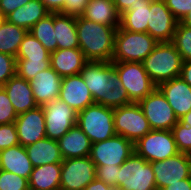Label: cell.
I'll return each mask as SVG.
<instances>
[{
    "instance_id": "8992f818",
    "label": "cell",
    "mask_w": 191,
    "mask_h": 190,
    "mask_svg": "<svg viewBox=\"0 0 191 190\" xmlns=\"http://www.w3.org/2000/svg\"><path fill=\"white\" fill-rule=\"evenodd\" d=\"M118 187L122 190L157 189L151 162L134 152L119 168Z\"/></svg>"
},
{
    "instance_id": "bcb514c9",
    "label": "cell",
    "mask_w": 191,
    "mask_h": 190,
    "mask_svg": "<svg viewBox=\"0 0 191 190\" xmlns=\"http://www.w3.org/2000/svg\"><path fill=\"white\" fill-rule=\"evenodd\" d=\"M162 190H191V178L179 180L174 184L165 186Z\"/></svg>"
},
{
    "instance_id": "74e56055",
    "label": "cell",
    "mask_w": 191,
    "mask_h": 190,
    "mask_svg": "<svg viewBox=\"0 0 191 190\" xmlns=\"http://www.w3.org/2000/svg\"><path fill=\"white\" fill-rule=\"evenodd\" d=\"M19 145L15 123L0 124V151Z\"/></svg>"
},
{
    "instance_id": "30bf717a",
    "label": "cell",
    "mask_w": 191,
    "mask_h": 190,
    "mask_svg": "<svg viewBox=\"0 0 191 190\" xmlns=\"http://www.w3.org/2000/svg\"><path fill=\"white\" fill-rule=\"evenodd\" d=\"M134 143L120 135L92 143L90 159L95 165L121 166L133 153Z\"/></svg>"
},
{
    "instance_id": "ffe728a7",
    "label": "cell",
    "mask_w": 191,
    "mask_h": 190,
    "mask_svg": "<svg viewBox=\"0 0 191 190\" xmlns=\"http://www.w3.org/2000/svg\"><path fill=\"white\" fill-rule=\"evenodd\" d=\"M29 83L38 106L59 98L62 77L51 67L38 73Z\"/></svg>"
},
{
    "instance_id": "ee69618b",
    "label": "cell",
    "mask_w": 191,
    "mask_h": 190,
    "mask_svg": "<svg viewBox=\"0 0 191 190\" xmlns=\"http://www.w3.org/2000/svg\"><path fill=\"white\" fill-rule=\"evenodd\" d=\"M46 7V9L50 12V13H59L64 4H65V0H40Z\"/></svg>"
},
{
    "instance_id": "d6986e66",
    "label": "cell",
    "mask_w": 191,
    "mask_h": 190,
    "mask_svg": "<svg viewBox=\"0 0 191 190\" xmlns=\"http://www.w3.org/2000/svg\"><path fill=\"white\" fill-rule=\"evenodd\" d=\"M157 88L165 96L178 120L191 110V87L180 76L160 83Z\"/></svg>"
},
{
    "instance_id": "f5cc1de1",
    "label": "cell",
    "mask_w": 191,
    "mask_h": 190,
    "mask_svg": "<svg viewBox=\"0 0 191 190\" xmlns=\"http://www.w3.org/2000/svg\"><path fill=\"white\" fill-rule=\"evenodd\" d=\"M188 155V158H189V161H190V164H191V151L187 153Z\"/></svg>"
},
{
    "instance_id": "52a82bcc",
    "label": "cell",
    "mask_w": 191,
    "mask_h": 190,
    "mask_svg": "<svg viewBox=\"0 0 191 190\" xmlns=\"http://www.w3.org/2000/svg\"><path fill=\"white\" fill-rule=\"evenodd\" d=\"M113 65L131 102L138 103L157 88L142 62H113Z\"/></svg>"
},
{
    "instance_id": "7dc6e473",
    "label": "cell",
    "mask_w": 191,
    "mask_h": 190,
    "mask_svg": "<svg viewBox=\"0 0 191 190\" xmlns=\"http://www.w3.org/2000/svg\"><path fill=\"white\" fill-rule=\"evenodd\" d=\"M180 77L191 87V60L183 61Z\"/></svg>"
},
{
    "instance_id": "f35d334b",
    "label": "cell",
    "mask_w": 191,
    "mask_h": 190,
    "mask_svg": "<svg viewBox=\"0 0 191 190\" xmlns=\"http://www.w3.org/2000/svg\"><path fill=\"white\" fill-rule=\"evenodd\" d=\"M16 58L5 54L0 53V87L14 75H16Z\"/></svg>"
},
{
    "instance_id": "83f0119b",
    "label": "cell",
    "mask_w": 191,
    "mask_h": 190,
    "mask_svg": "<svg viewBox=\"0 0 191 190\" xmlns=\"http://www.w3.org/2000/svg\"><path fill=\"white\" fill-rule=\"evenodd\" d=\"M61 163L33 167L30 174V190H60Z\"/></svg>"
},
{
    "instance_id": "7a4b0ae2",
    "label": "cell",
    "mask_w": 191,
    "mask_h": 190,
    "mask_svg": "<svg viewBox=\"0 0 191 190\" xmlns=\"http://www.w3.org/2000/svg\"><path fill=\"white\" fill-rule=\"evenodd\" d=\"M142 64L151 80L158 86L180 76L183 60L171 42H162L155 46Z\"/></svg>"
},
{
    "instance_id": "277c9868",
    "label": "cell",
    "mask_w": 191,
    "mask_h": 190,
    "mask_svg": "<svg viewBox=\"0 0 191 190\" xmlns=\"http://www.w3.org/2000/svg\"><path fill=\"white\" fill-rule=\"evenodd\" d=\"M77 125L88 136L91 143H97L116 135L113 108L92 104L78 112Z\"/></svg>"
},
{
    "instance_id": "f1b7e54d",
    "label": "cell",
    "mask_w": 191,
    "mask_h": 190,
    "mask_svg": "<svg viewBox=\"0 0 191 190\" xmlns=\"http://www.w3.org/2000/svg\"><path fill=\"white\" fill-rule=\"evenodd\" d=\"M82 17L106 26H120V14L110 0H89Z\"/></svg>"
},
{
    "instance_id": "44dd1931",
    "label": "cell",
    "mask_w": 191,
    "mask_h": 190,
    "mask_svg": "<svg viewBox=\"0 0 191 190\" xmlns=\"http://www.w3.org/2000/svg\"><path fill=\"white\" fill-rule=\"evenodd\" d=\"M88 62L79 48L57 49L50 53L51 68L61 77L80 74Z\"/></svg>"
},
{
    "instance_id": "8fae6325",
    "label": "cell",
    "mask_w": 191,
    "mask_h": 190,
    "mask_svg": "<svg viewBox=\"0 0 191 190\" xmlns=\"http://www.w3.org/2000/svg\"><path fill=\"white\" fill-rule=\"evenodd\" d=\"M42 108L47 138L58 141L77 124L78 113L59 98L47 102Z\"/></svg>"
},
{
    "instance_id": "603a6c76",
    "label": "cell",
    "mask_w": 191,
    "mask_h": 190,
    "mask_svg": "<svg viewBox=\"0 0 191 190\" xmlns=\"http://www.w3.org/2000/svg\"><path fill=\"white\" fill-rule=\"evenodd\" d=\"M58 144L63 159L88 157L92 146L88 136L77 124L58 140Z\"/></svg>"
},
{
    "instance_id": "6da1fadb",
    "label": "cell",
    "mask_w": 191,
    "mask_h": 190,
    "mask_svg": "<svg viewBox=\"0 0 191 190\" xmlns=\"http://www.w3.org/2000/svg\"><path fill=\"white\" fill-rule=\"evenodd\" d=\"M119 26H106L76 17L79 49L88 61L112 62L114 37Z\"/></svg>"
},
{
    "instance_id": "ab89813d",
    "label": "cell",
    "mask_w": 191,
    "mask_h": 190,
    "mask_svg": "<svg viewBox=\"0 0 191 190\" xmlns=\"http://www.w3.org/2000/svg\"><path fill=\"white\" fill-rule=\"evenodd\" d=\"M120 166L96 165V179L112 187H118V174Z\"/></svg>"
},
{
    "instance_id": "c3c4849f",
    "label": "cell",
    "mask_w": 191,
    "mask_h": 190,
    "mask_svg": "<svg viewBox=\"0 0 191 190\" xmlns=\"http://www.w3.org/2000/svg\"><path fill=\"white\" fill-rule=\"evenodd\" d=\"M138 2H140V0H114L113 3L115 4L118 13L121 15L130 7L131 4L135 5Z\"/></svg>"
},
{
    "instance_id": "7402d4cb",
    "label": "cell",
    "mask_w": 191,
    "mask_h": 190,
    "mask_svg": "<svg viewBox=\"0 0 191 190\" xmlns=\"http://www.w3.org/2000/svg\"><path fill=\"white\" fill-rule=\"evenodd\" d=\"M3 88L17 114H21L36 108V104L29 81L19 77L17 74L11 77Z\"/></svg>"
},
{
    "instance_id": "cb8c5ba5",
    "label": "cell",
    "mask_w": 191,
    "mask_h": 190,
    "mask_svg": "<svg viewBox=\"0 0 191 190\" xmlns=\"http://www.w3.org/2000/svg\"><path fill=\"white\" fill-rule=\"evenodd\" d=\"M0 169L12 172L29 180L33 166L27 155L25 147L19 144L1 150Z\"/></svg>"
},
{
    "instance_id": "ba28073f",
    "label": "cell",
    "mask_w": 191,
    "mask_h": 190,
    "mask_svg": "<svg viewBox=\"0 0 191 190\" xmlns=\"http://www.w3.org/2000/svg\"><path fill=\"white\" fill-rule=\"evenodd\" d=\"M113 115L116 135L123 136L133 143L152 130L138 103L132 102L113 108Z\"/></svg>"
},
{
    "instance_id": "9c48e42d",
    "label": "cell",
    "mask_w": 191,
    "mask_h": 190,
    "mask_svg": "<svg viewBox=\"0 0 191 190\" xmlns=\"http://www.w3.org/2000/svg\"><path fill=\"white\" fill-rule=\"evenodd\" d=\"M134 150L148 162L163 161L179 153L172 130H151L134 143Z\"/></svg>"
},
{
    "instance_id": "e0dca14e",
    "label": "cell",
    "mask_w": 191,
    "mask_h": 190,
    "mask_svg": "<svg viewBox=\"0 0 191 190\" xmlns=\"http://www.w3.org/2000/svg\"><path fill=\"white\" fill-rule=\"evenodd\" d=\"M15 125L19 144L23 147L46 137L45 118L42 106L18 114Z\"/></svg>"
},
{
    "instance_id": "4fadbf2b",
    "label": "cell",
    "mask_w": 191,
    "mask_h": 190,
    "mask_svg": "<svg viewBox=\"0 0 191 190\" xmlns=\"http://www.w3.org/2000/svg\"><path fill=\"white\" fill-rule=\"evenodd\" d=\"M152 130H172L179 121L165 96L156 88L138 102Z\"/></svg>"
},
{
    "instance_id": "60d3db41",
    "label": "cell",
    "mask_w": 191,
    "mask_h": 190,
    "mask_svg": "<svg viewBox=\"0 0 191 190\" xmlns=\"http://www.w3.org/2000/svg\"><path fill=\"white\" fill-rule=\"evenodd\" d=\"M166 6L180 22L191 10V0H164Z\"/></svg>"
},
{
    "instance_id": "f546056e",
    "label": "cell",
    "mask_w": 191,
    "mask_h": 190,
    "mask_svg": "<svg viewBox=\"0 0 191 190\" xmlns=\"http://www.w3.org/2000/svg\"><path fill=\"white\" fill-rule=\"evenodd\" d=\"M54 29L57 49L79 48L76 17L54 13Z\"/></svg>"
},
{
    "instance_id": "5b68a950",
    "label": "cell",
    "mask_w": 191,
    "mask_h": 190,
    "mask_svg": "<svg viewBox=\"0 0 191 190\" xmlns=\"http://www.w3.org/2000/svg\"><path fill=\"white\" fill-rule=\"evenodd\" d=\"M16 74L26 81L51 67L50 53L29 32L24 36L16 56Z\"/></svg>"
},
{
    "instance_id": "1f68e13d",
    "label": "cell",
    "mask_w": 191,
    "mask_h": 190,
    "mask_svg": "<svg viewBox=\"0 0 191 190\" xmlns=\"http://www.w3.org/2000/svg\"><path fill=\"white\" fill-rule=\"evenodd\" d=\"M54 13L39 20L28 32L33 35L49 52L57 50V40L54 32Z\"/></svg>"
},
{
    "instance_id": "f6af8a7d",
    "label": "cell",
    "mask_w": 191,
    "mask_h": 190,
    "mask_svg": "<svg viewBox=\"0 0 191 190\" xmlns=\"http://www.w3.org/2000/svg\"><path fill=\"white\" fill-rule=\"evenodd\" d=\"M84 190H122V189L119 187H112L110 185H107L103 181L95 178L84 188Z\"/></svg>"
},
{
    "instance_id": "d4e9b609",
    "label": "cell",
    "mask_w": 191,
    "mask_h": 190,
    "mask_svg": "<svg viewBox=\"0 0 191 190\" xmlns=\"http://www.w3.org/2000/svg\"><path fill=\"white\" fill-rule=\"evenodd\" d=\"M25 150L33 167L63 162L57 140L45 137L25 146Z\"/></svg>"
},
{
    "instance_id": "b9f144b4",
    "label": "cell",
    "mask_w": 191,
    "mask_h": 190,
    "mask_svg": "<svg viewBox=\"0 0 191 190\" xmlns=\"http://www.w3.org/2000/svg\"><path fill=\"white\" fill-rule=\"evenodd\" d=\"M88 1L89 0H65V4L59 13L74 17L82 16Z\"/></svg>"
},
{
    "instance_id": "7bdbcfd3",
    "label": "cell",
    "mask_w": 191,
    "mask_h": 190,
    "mask_svg": "<svg viewBox=\"0 0 191 190\" xmlns=\"http://www.w3.org/2000/svg\"><path fill=\"white\" fill-rule=\"evenodd\" d=\"M30 0H1L0 1V12L3 16L9 15L15 9L25 5Z\"/></svg>"
},
{
    "instance_id": "681fc988",
    "label": "cell",
    "mask_w": 191,
    "mask_h": 190,
    "mask_svg": "<svg viewBox=\"0 0 191 190\" xmlns=\"http://www.w3.org/2000/svg\"><path fill=\"white\" fill-rule=\"evenodd\" d=\"M181 123L184 125H187L188 127H191V110L184 115L181 119H179Z\"/></svg>"
},
{
    "instance_id": "4dcf8cb0",
    "label": "cell",
    "mask_w": 191,
    "mask_h": 190,
    "mask_svg": "<svg viewBox=\"0 0 191 190\" xmlns=\"http://www.w3.org/2000/svg\"><path fill=\"white\" fill-rule=\"evenodd\" d=\"M27 32L26 29L5 20L0 28V53L16 58L20 44Z\"/></svg>"
},
{
    "instance_id": "3957f363",
    "label": "cell",
    "mask_w": 191,
    "mask_h": 190,
    "mask_svg": "<svg viewBox=\"0 0 191 190\" xmlns=\"http://www.w3.org/2000/svg\"><path fill=\"white\" fill-rule=\"evenodd\" d=\"M158 42L148 33H136L117 28L112 62H142Z\"/></svg>"
},
{
    "instance_id": "8d00e7d4",
    "label": "cell",
    "mask_w": 191,
    "mask_h": 190,
    "mask_svg": "<svg viewBox=\"0 0 191 190\" xmlns=\"http://www.w3.org/2000/svg\"><path fill=\"white\" fill-rule=\"evenodd\" d=\"M17 116L7 92L0 87V124L14 123Z\"/></svg>"
},
{
    "instance_id": "f907efd6",
    "label": "cell",
    "mask_w": 191,
    "mask_h": 190,
    "mask_svg": "<svg viewBox=\"0 0 191 190\" xmlns=\"http://www.w3.org/2000/svg\"><path fill=\"white\" fill-rule=\"evenodd\" d=\"M181 24L191 28V10L185 15L182 20L180 21Z\"/></svg>"
},
{
    "instance_id": "816d5d0a",
    "label": "cell",
    "mask_w": 191,
    "mask_h": 190,
    "mask_svg": "<svg viewBox=\"0 0 191 190\" xmlns=\"http://www.w3.org/2000/svg\"><path fill=\"white\" fill-rule=\"evenodd\" d=\"M6 17L0 12V28L2 27L3 23L5 22Z\"/></svg>"
},
{
    "instance_id": "7c38bea8",
    "label": "cell",
    "mask_w": 191,
    "mask_h": 190,
    "mask_svg": "<svg viewBox=\"0 0 191 190\" xmlns=\"http://www.w3.org/2000/svg\"><path fill=\"white\" fill-rule=\"evenodd\" d=\"M96 165L90 157L63 159L60 190H84L96 178Z\"/></svg>"
},
{
    "instance_id": "5bb4252c",
    "label": "cell",
    "mask_w": 191,
    "mask_h": 190,
    "mask_svg": "<svg viewBox=\"0 0 191 190\" xmlns=\"http://www.w3.org/2000/svg\"><path fill=\"white\" fill-rule=\"evenodd\" d=\"M158 190L175 182L191 178V164L186 153H177L163 161L151 162Z\"/></svg>"
},
{
    "instance_id": "e575fe53",
    "label": "cell",
    "mask_w": 191,
    "mask_h": 190,
    "mask_svg": "<svg viewBox=\"0 0 191 190\" xmlns=\"http://www.w3.org/2000/svg\"><path fill=\"white\" fill-rule=\"evenodd\" d=\"M178 152L188 153L191 151V127L178 121L172 128Z\"/></svg>"
},
{
    "instance_id": "d590c367",
    "label": "cell",
    "mask_w": 191,
    "mask_h": 190,
    "mask_svg": "<svg viewBox=\"0 0 191 190\" xmlns=\"http://www.w3.org/2000/svg\"><path fill=\"white\" fill-rule=\"evenodd\" d=\"M0 190H30L28 179L0 169Z\"/></svg>"
},
{
    "instance_id": "ac0fdd59",
    "label": "cell",
    "mask_w": 191,
    "mask_h": 190,
    "mask_svg": "<svg viewBox=\"0 0 191 190\" xmlns=\"http://www.w3.org/2000/svg\"><path fill=\"white\" fill-rule=\"evenodd\" d=\"M59 99L77 113L95 103L80 74L62 77Z\"/></svg>"
},
{
    "instance_id": "9a60e30c",
    "label": "cell",
    "mask_w": 191,
    "mask_h": 190,
    "mask_svg": "<svg viewBox=\"0 0 191 190\" xmlns=\"http://www.w3.org/2000/svg\"><path fill=\"white\" fill-rule=\"evenodd\" d=\"M178 22L164 0H151L148 34L158 43L172 41Z\"/></svg>"
},
{
    "instance_id": "4316f807",
    "label": "cell",
    "mask_w": 191,
    "mask_h": 190,
    "mask_svg": "<svg viewBox=\"0 0 191 190\" xmlns=\"http://www.w3.org/2000/svg\"><path fill=\"white\" fill-rule=\"evenodd\" d=\"M151 0H140L131 4L130 7L120 15V27L136 33H148V21Z\"/></svg>"
},
{
    "instance_id": "836d02e7",
    "label": "cell",
    "mask_w": 191,
    "mask_h": 190,
    "mask_svg": "<svg viewBox=\"0 0 191 190\" xmlns=\"http://www.w3.org/2000/svg\"><path fill=\"white\" fill-rule=\"evenodd\" d=\"M171 43L180 53L183 61L191 60V28L178 22Z\"/></svg>"
},
{
    "instance_id": "2e32d148",
    "label": "cell",
    "mask_w": 191,
    "mask_h": 190,
    "mask_svg": "<svg viewBox=\"0 0 191 190\" xmlns=\"http://www.w3.org/2000/svg\"><path fill=\"white\" fill-rule=\"evenodd\" d=\"M113 70V62L89 61L80 71V75L90 90L96 104L106 106V89L110 73Z\"/></svg>"
},
{
    "instance_id": "484cf974",
    "label": "cell",
    "mask_w": 191,
    "mask_h": 190,
    "mask_svg": "<svg viewBox=\"0 0 191 190\" xmlns=\"http://www.w3.org/2000/svg\"><path fill=\"white\" fill-rule=\"evenodd\" d=\"M50 12L40 0H30L6 16V20L29 31L39 20Z\"/></svg>"
},
{
    "instance_id": "d6a6232c",
    "label": "cell",
    "mask_w": 191,
    "mask_h": 190,
    "mask_svg": "<svg viewBox=\"0 0 191 190\" xmlns=\"http://www.w3.org/2000/svg\"><path fill=\"white\" fill-rule=\"evenodd\" d=\"M108 82L106 89L107 107L116 108L132 103L115 69L110 73Z\"/></svg>"
}]
</instances>
